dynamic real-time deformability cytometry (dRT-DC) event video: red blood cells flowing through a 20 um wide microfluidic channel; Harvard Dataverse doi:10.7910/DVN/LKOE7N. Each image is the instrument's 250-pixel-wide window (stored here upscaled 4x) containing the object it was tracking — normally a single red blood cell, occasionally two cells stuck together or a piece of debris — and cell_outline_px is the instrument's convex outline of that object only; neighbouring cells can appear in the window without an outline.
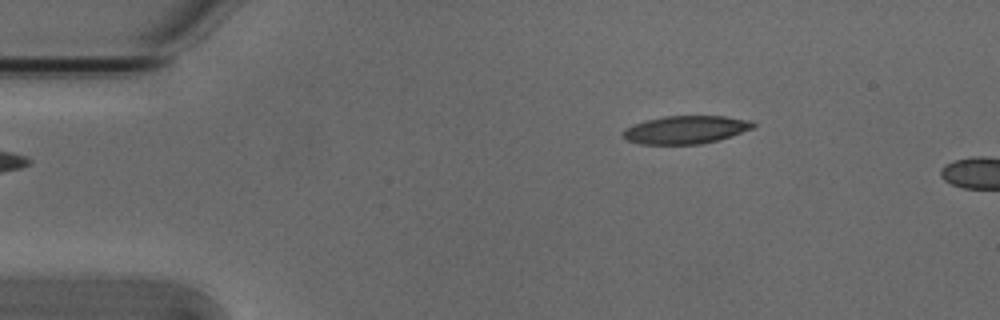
{"species": "Egyptian fruit bat (a non-hibernating species)", "species_latin": "Rousettus aegyptiacus", "temperature_condition": "cold", "stored_images_in_passage": 2, "camera_frame_rate_fps": 3000, "um_per_image_px": 0.085, "animal": {"sex": "male"}, "frame": {"image": 1, "passage_image": 1, "time_ms": 0.0, "image_size_px": [1000, 320], "cell_outline_px": [[756, 124], [752, 128], [732, 136], [720, 140], [700, 144], [640, 144], [628, 140], [624, 136], [624, 128], [648, 120], [664, 116], [724, 116], [752, 120]], "centroid_in_image_um": [58.34, 11.03], "position_along_channel_um": 26.7, "area_um2": 21.1}}